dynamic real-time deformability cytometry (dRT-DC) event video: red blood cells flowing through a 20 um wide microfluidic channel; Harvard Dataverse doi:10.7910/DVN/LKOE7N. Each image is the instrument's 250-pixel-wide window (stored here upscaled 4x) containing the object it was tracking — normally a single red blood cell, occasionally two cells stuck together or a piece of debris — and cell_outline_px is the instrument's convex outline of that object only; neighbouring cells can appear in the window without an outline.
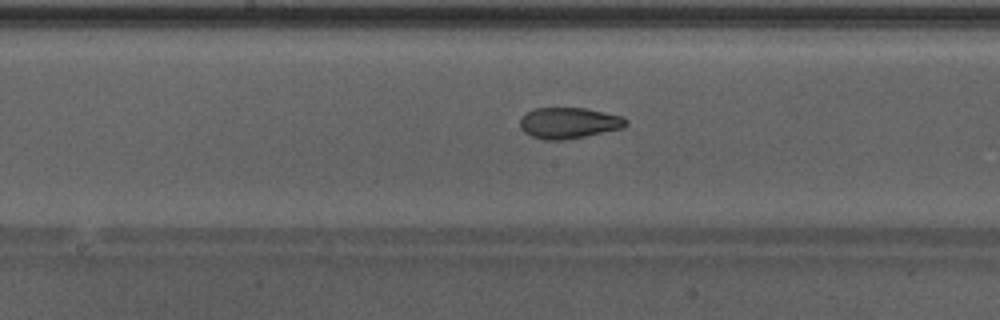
{"species": "Egyptian fruit bat (a non-hibernating species)", "species_latin": "Rousettus aegyptiacus", "temperature_condition": "warm", "stored_images_in_passage": 41, "camera_frame_rate_fps": 3000, "um_per_image_px": 0.085, "animal": {"sex": "male"}, "frame": {"image": 1, "passage_image": 18, "time_ms": 5.667, "image_size_px": [1000, 320], "cell_outline_px": [[628, 124], [624, 128], [584, 136], [560, 140], [544, 140], [532, 136], [524, 132], [520, 128], [520, 120], [532, 108], [588, 108], [624, 116], [628, 120]], "centroid_in_image_um": [48.39, 10.44], "position_along_channel_um": 199.8, "area_um2": 19.25}, "authors_computed_cell_mechanics": {"area_um2": 20.1722, "velocity_mm_per_s": 4.2963, "shape_relaxation_time_tau1_ms": 8.1789, "shape_relaxation_time_tau2_ms": 1.3936, "deformation_change_tau1": 0.2413, "deformation_change_tau2": 0.0721}}